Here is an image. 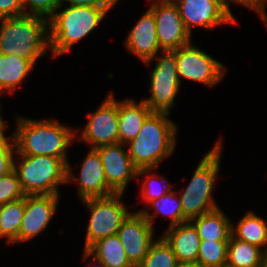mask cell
<instances>
[{"instance_id":"cell-1","label":"cell","mask_w":267,"mask_h":267,"mask_svg":"<svg viewBox=\"0 0 267 267\" xmlns=\"http://www.w3.org/2000/svg\"><path fill=\"white\" fill-rule=\"evenodd\" d=\"M14 135L16 154L33 156H53L62 159L66 164L67 149L76 138L79 129L73 130L54 119L34 120L17 116Z\"/></svg>"},{"instance_id":"cell-2","label":"cell","mask_w":267,"mask_h":267,"mask_svg":"<svg viewBox=\"0 0 267 267\" xmlns=\"http://www.w3.org/2000/svg\"><path fill=\"white\" fill-rule=\"evenodd\" d=\"M50 50L49 19L23 14L0 19V53L16 54L34 66Z\"/></svg>"},{"instance_id":"cell-3","label":"cell","mask_w":267,"mask_h":267,"mask_svg":"<svg viewBox=\"0 0 267 267\" xmlns=\"http://www.w3.org/2000/svg\"><path fill=\"white\" fill-rule=\"evenodd\" d=\"M169 115L152 112L143 122L137 137L125 144L137 169H157L162 160L175 152L178 128Z\"/></svg>"},{"instance_id":"cell-4","label":"cell","mask_w":267,"mask_h":267,"mask_svg":"<svg viewBox=\"0 0 267 267\" xmlns=\"http://www.w3.org/2000/svg\"><path fill=\"white\" fill-rule=\"evenodd\" d=\"M61 4L49 18V42L52 57L68 52L72 46L101 24L114 6H73ZM59 11V12H58Z\"/></svg>"},{"instance_id":"cell-5","label":"cell","mask_w":267,"mask_h":267,"mask_svg":"<svg viewBox=\"0 0 267 267\" xmlns=\"http://www.w3.org/2000/svg\"><path fill=\"white\" fill-rule=\"evenodd\" d=\"M221 153L222 140L220 138L198 163L187 187L181 192L177 191L181 195L179 198L183 216L188 221L219 207L214 201L212 191L219 175Z\"/></svg>"},{"instance_id":"cell-6","label":"cell","mask_w":267,"mask_h":267,"mask_svg":"<svg viewBox=\"0 0 267 267\" xmlns=\"http://www.w3.org/2000/svg\"><path fill=\"white\" fill-rule=\"evenodd\" d=\"M14 161L20 186L25 195H59V185L67 183V164L53 156L17 154Z\"/></svg>"},{"instance_id":"cell-7","label":"cell","mask_w":267,"mask_h":267,"mask_svg":"<svg viewBox=\"0 0 267 267\" xmlns=\"http://www.w3.org/2000/svg\"><path fill=\"white\" fill-rule=\"evenodd\" d=\"M124 193H115L107 197L87 198L81 200L91 212L84 249L96 241L117 234L122 223L131 214L121 202Z\"/></svg>"},{"instance_id":"cell-8","label":"cell","mask_w":267,"mask_h":267,"mask_svg":"<svg viewBox=\"0 0 267 267\" xmlns=\"http://www.w3.org/2000/svg\"><path fill=\"white\" fill-rule=\"evenodd\" d=\"M160 55L144 62L146 65L156 59L155 68L150 71V96L143 99L153 112L171 113L175 97L179 92L180 80L177 73L176 49L163 51Z\"/></svg>"},{"instance_id":"cell-9","label":"cell","mask_w":267,"mask_h":267,"mask_svg":"<svg viewBox=\"0 0 267 267\" xmlns=\"http://www.w3.org/2000/svg\"><path fill=\"white\" fill-rule=\"evenodd\" d=\"M176 63L180 84L184 78L213 87L222 81L226 70L223 63L192 43L176 49Z\"/></svg>"},{"instance_id":"cell-10","label":"cell","mask_w":267,"mask_h":267,"mask_svg":"<svg viewBox=\"0 0 267 267\" xmlns=\"http://www.w3.org/2000/svg\"><path fill=\"white\" fill-rule=\"evenodd\" d=\"M87 117L88 122L77 136L78 141H83L94 149L118 143V100L114 98L113 92Z\"/></svg>"},{"instance_id":"cell-11","label":"cell","mask_w":267,"mask_h":267,"mask_svg":"<svg viewBox=\"0 0 267 267\" xmlns=\"http://www.w3.org/2000/svg\"><path fill=\"white\" fill-rule=\"evenodd\" d=\"M149 9L153 12L159 46L163 51H172L191 43L192 35L185 29L173 1H153Z\"/></svg>"},{"instance_id":"cell-12","label":"cell","mask_w":267,"mask_h":267,"mask_svg":"<svg viewBox=\"0 0 267 267\" xmlns=\"http://www.w3.org/2000/svg\"><path fill=\"white\" fill-rule=\"evenodd\" d=\"M177 5L185 29L191 34L193 27L211 30L219 24L237 23L233 15L218 0H173Z\"/></svg>"},{"instance_id":"cell-13","label":"cell","mask_w":267,"mask_h":267,"mask_svg":"<svg viewBox=\"0 0 267 267\" xmlns=\"http://www.w3.org/2000/svg\"><path fill=\"white\" fill-rule=\"evenodd\" d=\"M154 226L140 213L132 212L117 232L129 261L137 267L154 242Z\"/></svg>"},{"instance_id":"cell-14","label":"cell","mask_w":267,"mask_h":267,"mask_svg":"<svg viewBox=\"0 0 267 267\" xmlns=\"http://www.w3.org/2000/svg\"><path fill=\"white\" fill-rule=\"evenodd\" d=\"M125 147V144L117 143L95 148L103 164L107 184L115 193H124L130 180L137 179L138 169Z\"/></svg>"},{"instance_id":"cell-15","label":"cell","mask_w":267,"mask_h":267,"mask_svg":"<svg viewBox=\"0 0 267 267\" xmlns=\"http://www.w3.org/2000/svg\"><path fill=\"white\" fill-rule=\"evenodd\" d=\"M81 164L78 179L73 175L70 163L67 164V183L78 180V196L81 200L115 194L107 184L103 164L94 148H90Z\"/></svg>"},{"instance_id":"cell-16","label":"cell","mask_w":267,"mask_h":267,"mask_svg":"<svg viewBox=\"0 0 267 267\" xmlns=\"http://www.w3.org/2000/svg\"><path fill=\"white\" fill-rule=\"evenodd\" d=\"M59 195H26L19 242L29 241L48 227L57 213Z\"/></svg>"},{"instance_id":"cell-17","label":"cell","mask_w":267,"mask_h":267,"mask_svg":"<svg viewBox=\"0 0 267 267\" xmlns=\"http://www.w3.org/2000/svg\"><path fill=\"white\" fill-rule=\"evenodd\" d=\"M124 45L130 53L143 62L154 58L159 50L161 53L163 52L157 38L156 21L150 9L136 21V25L131 28Z\"/></svg>"},{"instance_id":"cell-18","label":"cell","mask_w":267,"mask_h":267,"mask_svg":"<svg viewBox=\"0 0 267 267\" xmlns=\"http://www.w3.org/2000/svg\"><path fill=\"white\" fill-rule=\"evenodd\" d=\"M161 236L172 247L177 262H197L201 238L190 221L168 227Z\"/></svg>"},{"instance_id":"cell-19","label":"cell","mask_w":267,"mask_h":267,"mask_svg":"<svg viewBox=\"0 0 267 267\" xmlns=\"http://www.w3.org/2000/svg\"><path fill=\"white\" fill-rule=\"evenodd\" d=\"M152 112L143 100L139 103L134 99L118 101V143L127 144L136 138Z\"/></svg>"},{"instance_id":"cell-20","label":"cell","mask_w":267,"mask_h":267,"mask_svg":"<svg viewBox=\"0 0 267 267\" xmlns=\"http://www.w3.org/2000/svg\"><path fill=\"white\" fill-rule=\"evenodd\" d=\"M83 250V260L95 256L109 267H135L127 258L117 234L100 239Z\"/></svg>"},{"instance_id":"cell-21","label":"cell","mask_w":267,"mask_h":267,"mask_svg":"<svg viewBox=\"0 0 267 267\" xmlns=\"http://www.w3.org/2000/svg\"><path fill=\"white\" fill-rule=\"evenodd\" d=\"M34 65L16 54L3 55L0 53V96L14 94L17 86L31 73Z\"/></svg>"},{"instance_id":"cell-22","label":"cell","mask_w":267,"mask_h":267,"mask_svg":"<svg viewBox=\"0 0 267 267\" xmlns=\"http://www.w3.org/2000/svg\"><path fill=\"white\" fill-rule=\"evenodd\" d=\"M201 240H229L231 235V220L227 218L220 207L192 218Z\"/></svg>"},{"instance_id":"cell-23","label":"cell","mask_w":267,"mask_h":267,"mask_svg":"<svg viewBox=\"0 0 267 267\" xmlns=\"http://www.w3.org/2000/svg\"><path fill=\"white\" fill-rule=\"evenodd\" d=\"M231 235L258 246L267 254V223L253 211L240 218L236 226L231 223Z\"/></svg>"},{"instance_id":"cell-24","label":"cell","mask_w":267,"mask_h":267,"mask_svg":"<svg viewBox=\"0 0 267 267\" xmlns=\"http://www.w3.org/2000/svg\"><path fill=\"white\" fill-rule=\"evenodd\" d=\"M267 254L258 246L230 235L226 267H264Z\"/></svg>"},{"instance_id":"cell-25","label":"cell","mask_w":267,"mask_h":267,"mask_svg":"<svg viewBox=\"0 0 267 267\" xmlns=\"http://www.w3.org/2000/svg\"><path fill=\"white\" fill-rule=\"evenodd\" d=\"M179 194L177 191L171 189L164 196L159 199H155L149 202L147 205L155 210L152 213L148 209H141L135 212H140L153 226L155 222V215L162 214L163 216H168L170 218V224L168 227L179 225L181 223L187 222L188 220L183 216V209L181 205Z\"/></svg>"},{"instance_id":"cell-26","label":"cell","mask_w":267,"mask_h":267,"mask_svg":"<svg viewBox=\"0 0 267 267\" xmlns=\"http://www.w3.org/2000/svg\"><path fill=\"white\" fill-rule=\"evenodd\" d=\"M24 211L25 197L0 206V238H6V243H19Z\"/></svg>"},{"instance_id":"cell-27","label":"cell","mask_w":267,"mask_h":267,"mask_svg":"<svg viewBox=\"0 0 267 267\" xmlns=\"http://www.w3.org/2000/svg\"><path fill=\"white\" fill-rule=\"evenodd\" d=\"M229 240H201L197 262L203 267H225Z\"/></svg>"},{"instance_id":"cell-28","label":"cell","mask_w":267,"mask_h":267,"mask_svg":"<svg viewBox=\"0 0 267 267\" xmlns=\"http://www.w3.org/2000/svg\"><path fill=\"white\" fill-rule=\"evenodd\" d=\"M177 263L172 247L161 236L151 244L148 254L137 267H176Z\"/></svg>"},{"instance_id":"cell-29","label":"cell","mask_w":267,"mask_h":267,"mask_svg":"<svg viewBox=\"0 0 267 267\" xmlns=\"http://www.w3.org/2000/svg\"><path fill=\"white\" fill-rule=\"evenodd\" d=\"M154 169H138L137 170V179L139 180V176L143 175L145 176V180L142 182V192L140 196H142V200L144 203H149L155 199H159L162 196H164L167 192L171 190V184L168 182V180L164 176H160L157 173L153 174L151 173ZM159 181L165 182L164 186H159ZM158 182V184H156ZM161 183V182H160ZM167 183V184H166ZM161 187V188H160Z\"/></svg>"},{"instance_id":"cell-30","label":"cell","mask_w":267,"mask_h":267,"mask_svg":"<svg viewBox=\"0 0 267 267\" xmlns=\"http://www.w3.org/2000/svg\"><path fill=\"white\" fill-rule=\"evenodd\" d=\"M25 196L17 173L14 170L0 178V206Z\"/></svg>"},{"instance_id":"cell-31","label":"cell","mask_w":267,"mask_h":267,"mask_svg":"<svg viewBox=\"0 0 267 267\" xmlns=\"http://www.w3.org/2000/svg\"><path fill=\"white\" fill-rule=\"evenodd\" d=\"M5 134V130L0 133V178L14 170L15 139L14 135L8 137Z\"/></svg>"},{"instance_id":"cell-32","label":"cell","mask_w":267,"mask_h":267,"mask_svg":"<svg viewBox=\"0 0 267 267\" xmlns=\"http://www.w3.org/2000/svg\"><path fill=\"white\" fill-rule=\"evenodd\" d=\"M24 14L38 15L49 19L61 5L60 0H21ZM30 9V10H29Z\"/></svg>"},{"instance_id":"cell-33","label":"cell","mask_w":267,"mask_h":267,"mask_svg":"<svg viewBox=\"0 0 267 267\" xmlns=\"http://www.w3.org/2000/svg\"><path fill=\"white\" fill-rule=\"evenodd\" d=\"M220 4L227 10L229 14L232 15L230 9V3H237L245 6L248 9L253 10L259 14L264 23H267V13L265 12L266 0H218ZM267 25V24H266Z\"/></svg>"},{"instance_id":"cell-34","label":"cell","mask_w":267,"mask_h":267,"mask_svg":"<svg viewBox=\"0 0 267 267\" xmlns=\"http://www.w3.org/2000/svg\"><path fill=\"white\" fill-rule=\"evenodd\" d=\"M24 14L21 0H0V19Z\"/></svg>"},{"instance_id":"cell-35","label":"cell","mask_w":267,"mask_h":267,"mask_svg":"<svg viewBox=\"0 0 267 267\" xmlns=\"http://www.w3.org/2000/svg\"><path fill=\"white\" fill-rule=\"evenodd\" d=\"M61 4L65 2L73 6H116L118 0H60Z\"/></svg>"},{"instance_id":"cell-36","label":"cell","mask_w":267,"mask_h":267,"mask_svg":"<svg viewBox=\"0 0 267 267\" xmlns=\"http://www.w3.org/2000/svg\"><path fill=\"white\" fill-rule=\"evenodd\" d=\"M94 260H91V262H87V267H109L106 264H104L100 259L96 258L95 256H93ZM86 267V266H85Z\"/></svg>"},{"instance_id":"cell-37","label":"cell","mask_w":267,"mask_h":267,"mask_svg":"<svg viewBox=\"0 0 267 267\" xmlns=\"http://www.w3.org/2000/svg\"><path fill=\"white\" fill-rule=\"evenodd\" d=\"M176 267H203L198 262H178Z\"/></svg>"},{"instance_id":"cell-38","label":"cell","mask_w":267,"mask_h":267,"mask_svg":"<svg viewBox=\"0 0 267 267\" xmlns=\"http://www.w3.org/2000/svg\"><path fill=\"white\" fill-rule=\"evenodd\" d=\"M5 129H6V124H5V121H3L1 108H0V133L3 132Z\"/></svg>"}]
</instances>
